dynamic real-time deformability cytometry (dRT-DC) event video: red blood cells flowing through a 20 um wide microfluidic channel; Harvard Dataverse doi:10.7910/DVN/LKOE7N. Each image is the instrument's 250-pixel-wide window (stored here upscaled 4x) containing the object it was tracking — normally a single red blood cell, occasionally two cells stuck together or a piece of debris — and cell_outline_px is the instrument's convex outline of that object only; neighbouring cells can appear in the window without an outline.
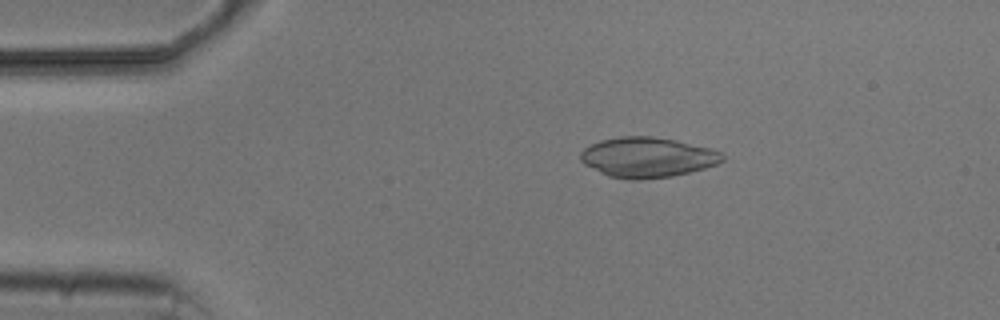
{"species": "common noctule bat (a hibernating species)", "species_latin": "Nyctalus noctula", "temperature_condition": "cold", "stored_images_in_passage": 7, "camera_frame_rate_fps": 3000, "um_per_image_px": 0.085, "animal": {"sex": "male", "body_mass_g": 20.5, "forearm_length_mm": 52.5}, "frame": {"image": 1, "passage_image": 3, "time_ms": 2.333, "image_size_px": [1000, 320], "cell_outline_px": [[724, 160], [716, 164], [704, 168], [672, 176], [636, 180], [628, 180], [608, 176], [584, 164], [580, 160], [580, 152], [584, 148], [600, 140], [620, 136], [652, 136], [676, 140], [712, 148], [724, 152]], "centroid_in_image_um": [55.04, 13.36], "position_along_channel_um": 30.0, "area_um2": 33.35}}
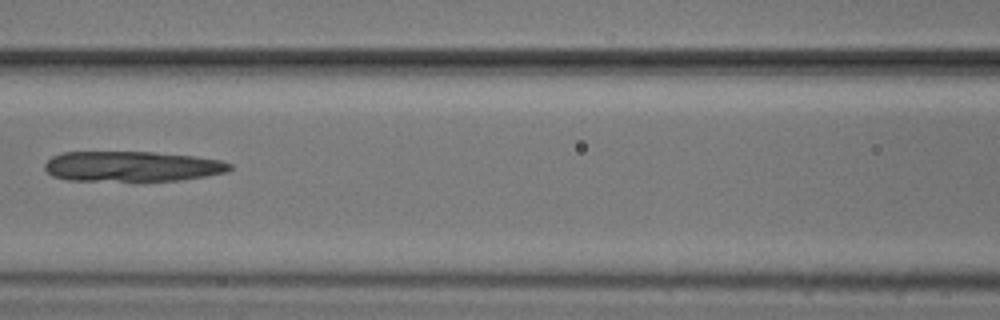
{"frame": {"image": 2, "passage_image": 7, "time_ms": 7.0, "image_size_px": [1000, 320], "cell_outline_px": [[232, 168], [228, 172], [180, 180], [140, 184], [136, 184], [68, 180], [52, 176], [44, 168], [44, 164], [52, 156], [64, 152], [152, 152], [196, 156], [220, 160], [232, 164]], "centroid_in_image_um": [11.22, 14.19], "position_along_channel_um": 155.4, "area_um2": 34.16}}